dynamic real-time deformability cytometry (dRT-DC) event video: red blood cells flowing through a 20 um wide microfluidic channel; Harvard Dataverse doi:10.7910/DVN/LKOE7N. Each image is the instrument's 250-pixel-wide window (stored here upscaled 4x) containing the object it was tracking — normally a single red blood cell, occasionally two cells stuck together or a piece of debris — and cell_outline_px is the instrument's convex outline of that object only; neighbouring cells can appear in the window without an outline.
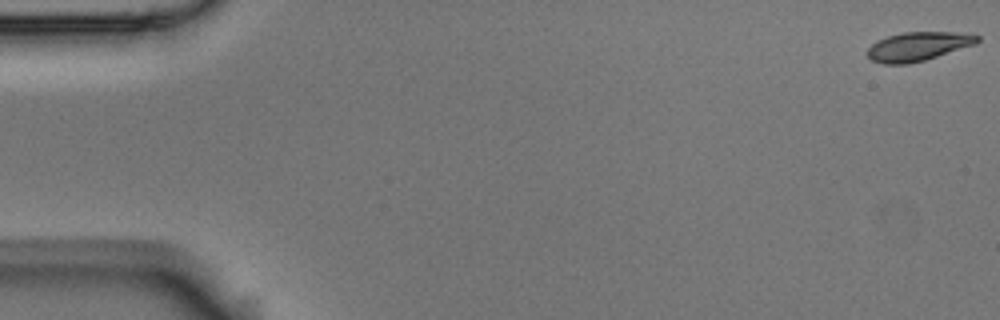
{"species": "Egyptian fruit bat (a non-hibernating species)", "species_latin": "Rousettus aegyptiacus", "temperature_condition": "room temperature", "stored_images_in_passage": 9, "camera_frame_rate_fps": 3000, "um_per_image_px": 0.085, "animal": {"sex": "male"}, "frame": {"image": 1, "passage_image": 1, "time_ms": 0.0, "image_size_px": [1000, 320], "cell_outline_px": [[980, 40], [976, 44], [924, 60], [908, 64], [884, 64], [872, 60], [868, 56], [868, 48], [872, 44], [888, 36], [904, 32], [956, 32], [980, 36]], "centroid_in_image_um": [78.05, 3.94], "position_along_channel_um": 6.9, "area_um2": 18.26}}